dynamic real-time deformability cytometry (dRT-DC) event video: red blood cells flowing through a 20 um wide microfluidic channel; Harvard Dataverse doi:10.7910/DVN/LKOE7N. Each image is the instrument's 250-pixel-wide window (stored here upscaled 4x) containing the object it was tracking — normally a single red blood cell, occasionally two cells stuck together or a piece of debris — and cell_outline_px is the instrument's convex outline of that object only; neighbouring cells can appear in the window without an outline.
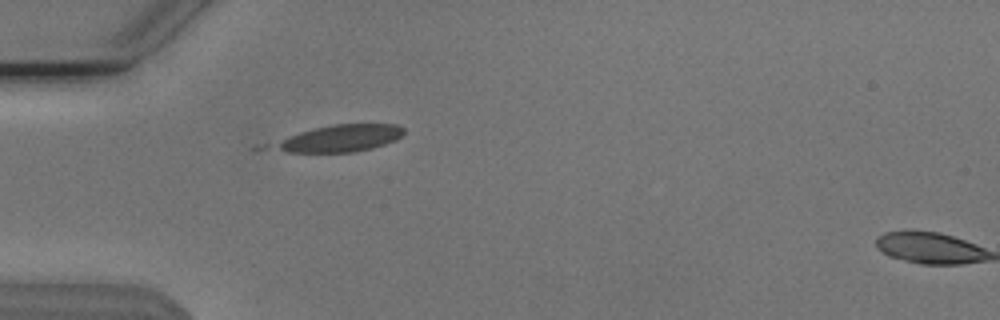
{"species": "Egyptian fruit bat (a non-hibernating species)", "species_latin": "Rousettus aegyptiacus", "temperature_condition": "cold", "stored_images_in_passage": 2, "camera_frame_rate_fps": 3000, "um_per_image_px": 0.085, "animal": {"sex": "male"}, "frame": {"image": 1, "passage_image": 1, "time_ms": 0.0, "image_size_px": [1000, 320], "cell_outline_px": [[404, 132], [396, 140], [372, 148], [352, 152], [288, 152], [280, 148], [276, 144], [288, 136], [300, 132], [332, 124], [396, 124], [404, 128]], "centroid_in_image_um": [29.04, 11.74], "position_along_channel_um": 56.0, "area_um2": 19.71}}